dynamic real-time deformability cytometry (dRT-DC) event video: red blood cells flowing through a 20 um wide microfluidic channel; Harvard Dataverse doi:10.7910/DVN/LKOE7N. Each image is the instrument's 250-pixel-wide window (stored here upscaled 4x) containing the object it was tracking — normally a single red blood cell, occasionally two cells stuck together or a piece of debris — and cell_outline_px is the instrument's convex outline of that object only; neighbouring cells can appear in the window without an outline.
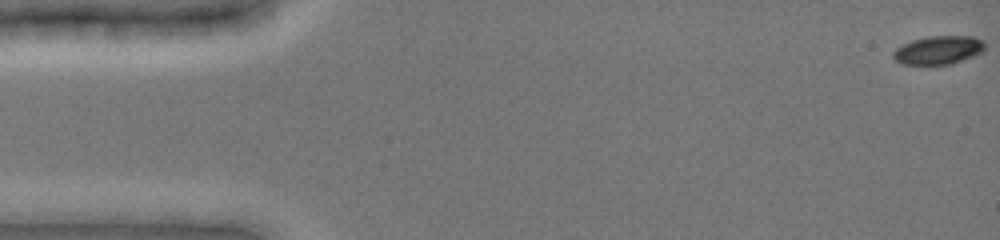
{"species": "common noctule bat (a hibernating species)", "species_latin": "Nyctalus noctula", "temperature_condition": "cold", "stored_images_in_passage": 49, "camera_frame_rate_fps": 3000, "um_per_image_px": 0.085, "animal": {"sex": "female", "body_mass_g": 19.0, "forearm_length_mm": 51.5}, "frame": {"image": 1, "passage_image": 1, "time_ms": 0.0, "image_size_px": [1000, 240], "cell_outline_px": [[984, 52], [952, 64], [900, 64], [892, 56], [892, 52], [896, 48], [912, 40], [928, 36], [972, 36], [984, 40]], "centroid_in_image_um": [79.78, 4.25], "position_along_channel_um": 5.2, "area_um2": 15.26}}
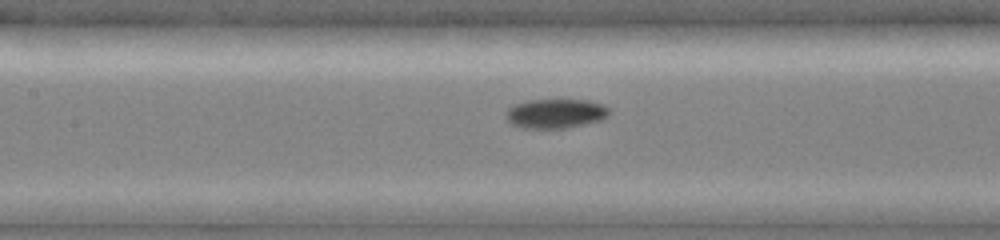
{"frame": {"image": 2, "passage_image": 23, "time_ms": 7.333, "image_size_px": [1000, 240], "cell_outline_px": [[608, 116], [600, 120], [584, 124], [564, 128], [520, 128], [512, 124], [504, 116], [508, 108], [516, 104], [528, 100], [588, 100], [604, 104], [608, 108]], "centroid_in_image_um": [47.2, 9.65], "position_along_channel_um": 160.2, "area_um2": 17.63}}
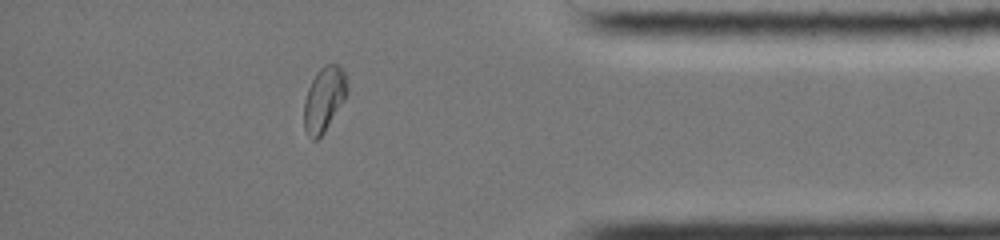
{"frame": {"image": 3, "passage_image": 43, "time_ms": 14.0, "image_size_px": [1000, 240], "cell_outline_px": [[348, 92], [344, 100], [324, 132], [316, 140], [312, 140], [308, 136], [304, 128], [304, 100], [308, 88], [316, 72], [324, 64], [336, 64], [344, 72], [348, 88]], "centroid_in_image_um": [27.53, 8.43], "position_along_channel_um": 407.7, "area_um2": 16.18}, "authors_computed_cell_mechanics": {"area_um2": 16.3574, "velocity_mm_per_s": 3.9397, "shape_relaxation_time_tau1_ms": null, "shape_relaxation_time_tau2_ms": 7.2884, "deformation_change_tau1": null, "deformation_change_tau2": 0.0839}}